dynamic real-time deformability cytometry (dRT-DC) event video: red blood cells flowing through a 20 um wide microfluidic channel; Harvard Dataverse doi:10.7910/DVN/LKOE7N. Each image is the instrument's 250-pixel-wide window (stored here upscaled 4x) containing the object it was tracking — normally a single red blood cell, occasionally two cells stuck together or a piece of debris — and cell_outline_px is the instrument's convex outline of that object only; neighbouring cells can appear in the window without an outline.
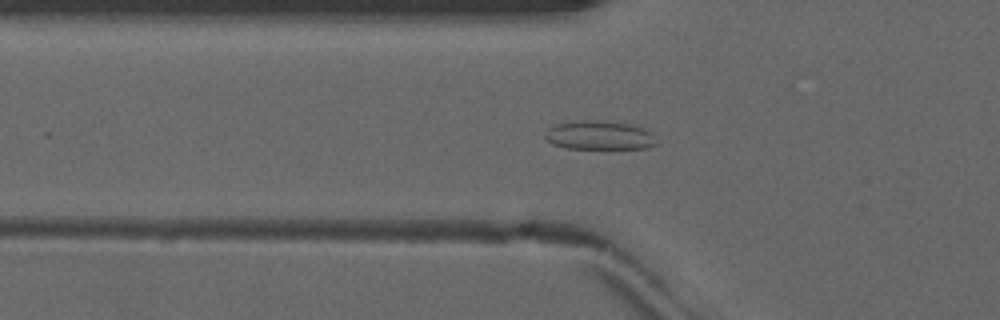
{"species": "common noctule bat (a hibernating species)", "species_latin": "Nyctalus noctula", "temperature_condition": "warm", "stored_images_in_passage": 51, "camera_frame_rate_fps": 3000, "um_per_image_px": 0.085, "animal": {"sex": "male", "forearm_length_mm": 52.5}, "frame": {"image": 1, "passage_image": 18, "time_ms": 5.667, "image_size_px": [1000, 320], "cell_outline_px": [[656, 144], [644, 148], [568, 148], [552, 144], [544, 136], [548, 128], [556, 124], [580, 120], [608, 120], [632, 124], [644, 128], [652, 132]], "centroid_in_image_um": [50.95, 11.48], "position_along_channel_um": 74.9, "area_um2": 18.79}}
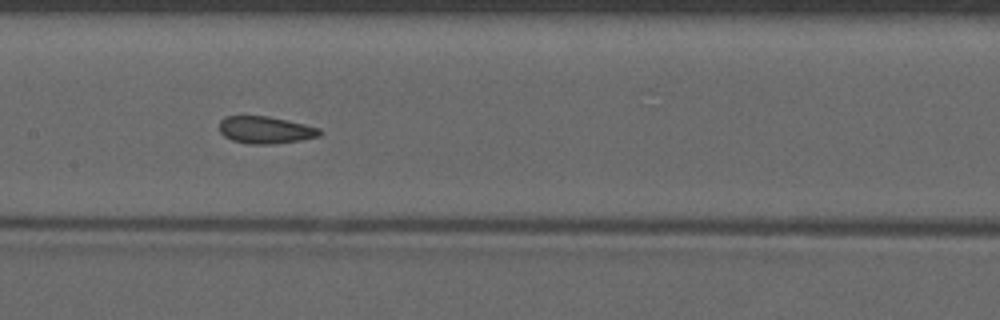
{"frame": {"image": 2, "passage_image": 26, "time_ms": 8.333, "image_size_px": [1000, 320], "cell_outline_px": [[324, 132], [320, 136], [300, 140], [272, 144], [248, 144], [232, 140], [224, 136], [220, 132], [220, 120], [224, 116], [268, 116], [304, 124], [320, 128]], "centroid_in_image_um": [22.57, 11.05], "position_along_channel_um": 184.8, "area_um2": 15.95}}
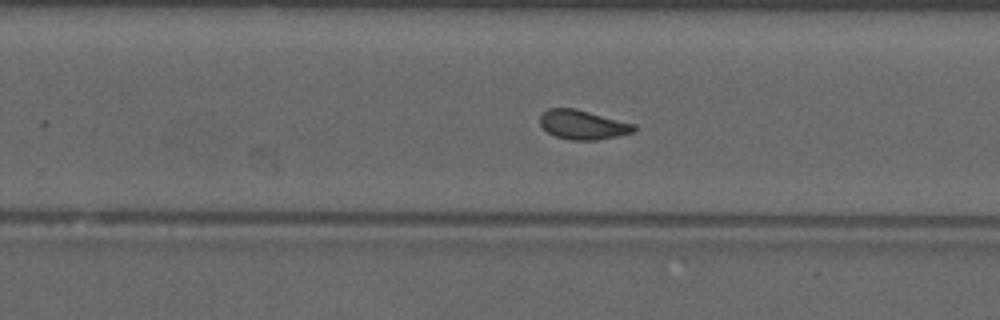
{"frame": {"image": 3, "passage_image": 33, "time_ms": 10.667, "image_size_px": [1000, 320], "cell_outline_px": [[636, 132], [596, 140], [568, 140], [556, 136], [548, 132], [540, 124], [540, 116], [548, 108], [576, 108], [636, 124]], "centroid_in_image_um": [49.57, 10.6], "position_along_channel_um": 280.2, "area_um2": 16.13}, "authors_computed_cell_mechanics": {"area_um2": 16.2418, "velocity_mm_per_s": 4.1232, "shape_relaxation_time_tau1_ms": null, "shape_relaxation_time_tau2_ms": 1.0672, "deformation_change_tau1": null, "deformation_change_tau2": 0.0684}}